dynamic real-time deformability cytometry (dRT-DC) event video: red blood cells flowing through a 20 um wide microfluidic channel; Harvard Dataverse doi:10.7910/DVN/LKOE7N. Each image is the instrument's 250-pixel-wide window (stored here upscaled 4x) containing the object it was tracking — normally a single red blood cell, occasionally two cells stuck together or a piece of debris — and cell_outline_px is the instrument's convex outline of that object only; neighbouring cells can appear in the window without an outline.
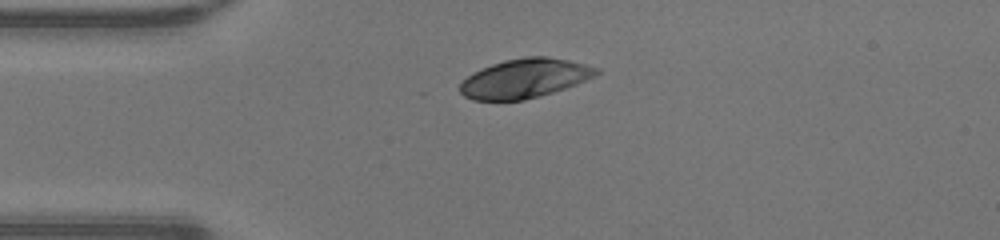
{"species": "human", "species_latin": "Homo sapiens", "temperature_condition": "warm", "stored_images_in_passage": 37, "camera_frame_rate_fps": 3000, "um_per_image_px": 0.085, "donor": {"sex": "male"}, "frame": {"image": 1, "passage_image": 1, "time_ms": 0.0, "image_size_px": [1000, 240], "cell_outline_px": [[600, 72], [576, 84], [540, 96], [524, 100], [472, 100], [464, 96], [460, 92], [460, 84], [472, 72], [492, 64], [504, 60], [524, 56], [544, 56], [568, 60], [600, 68]], "centroid_in_image_um": [44.57, 6.66], "position_along_channel_um": 40.4, "area_um2": 30.92}}
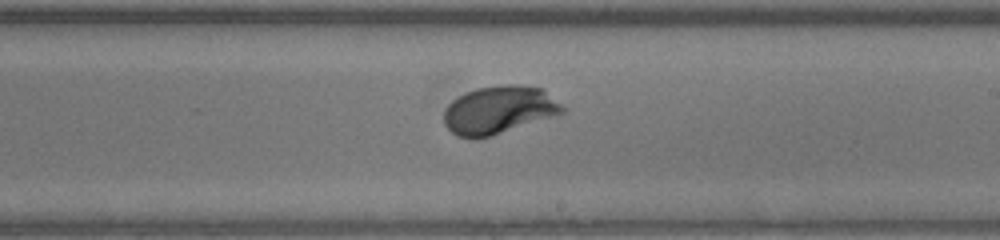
{"frame": {"image": 2, "passage_image": 17, "time_ms": 5.333, "image_size_px": [1000, 240], "cell_outline_px": [[568, 108], [564, 112], [492, 136], [476, 140], [472, 140], [456, 136], [444, 124], [444, 108], [456, 96], [476, 88], [504, 84], [516, 84], [544, 88]], "centroid_in_image_um": [42.4, 9.34], "position_along_channel_um": 246.6, "area_um2": 33.7}}
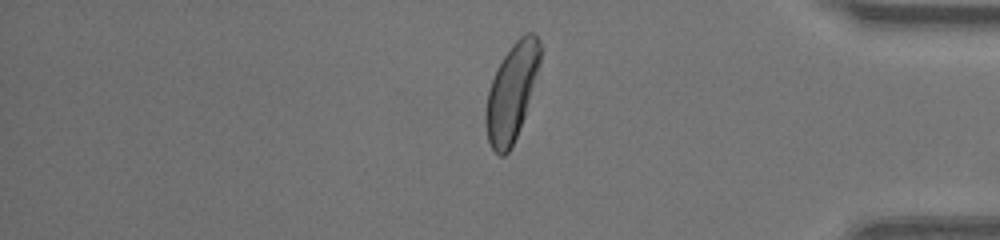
{"frame": {"image": 3, "passage_image": 29, "time_ms": 9.333, "image_size_px": [1000, 240], "cell_outline_px": [[544, 48], [524, 116], [516, 136], [508, 152], [504, 156], [500, 156], [492, 148], [488, 140], [484, 120], [484, 112], [488, 92], [496, 68], [512, 44], [524, 32], [532, 32], [540, 40]], "centroid_in_image_um": [43.49, 7.78], "position_along_channel_um": 391.7, "area_um2": 30.58}, "authors_computed_cell_mechanics": {"area_um2": 32.8882, "velocity_mm_per_s": 4.3132, "shape_relaxation_time_tau1_ms": 2.1351, "shape_relaxation_time_tau2_ms": null, "deformation_change_tau1": 0.1832, "deformation_change_tau2": null}}